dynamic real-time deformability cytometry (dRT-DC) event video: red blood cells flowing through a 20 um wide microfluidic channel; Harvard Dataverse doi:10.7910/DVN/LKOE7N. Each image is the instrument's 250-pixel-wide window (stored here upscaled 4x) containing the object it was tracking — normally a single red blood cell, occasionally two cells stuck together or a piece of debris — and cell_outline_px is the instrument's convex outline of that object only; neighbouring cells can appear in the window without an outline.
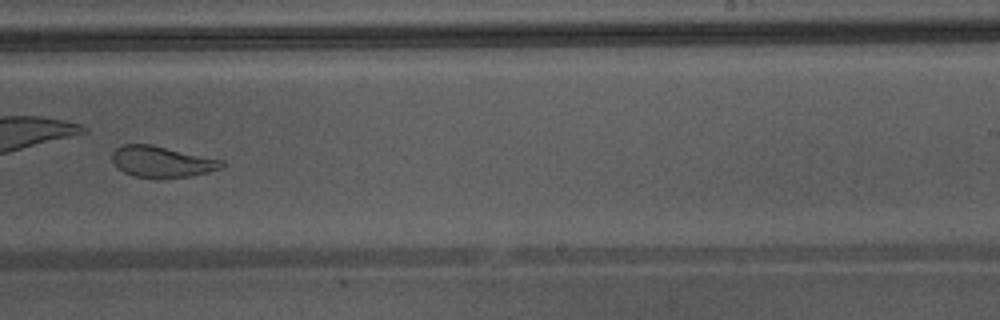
{"species": "Egyptian fruit bat (a non-hibernating species)", "species_latin": "Rousettus aegyptiacus", "temperature_condition": "warm", "stored_images_in_passage": 45, "camera_frame_rate_fps": 3000, "um_per_image_px": 0.085, "animal": {"sex": "male"}, "frame": {"image": 1, "passage_image": 32, "time_ms": 10.333, "image_size_px": [1000, 320], "cell_outline_px": [[228, 164], [220, 168], [208, 172], [192, 176], [136, 176], [124, 172], [112, 160], [112, 152], [120, 144], [152, 144], [224, 160]], "centroid_in_image_um": [13.8, 13.7], "position_along_channel_um": 275.2, "area_um2": 19.54}, "authors_computed_cell_mechanics": {"area_um2": 27.744, "velocity_mm_per_s": 4.3577, "shape_relaxation_time_tau1_ms": null, "shape_relaxation_time_tau2_ms": 0.874, "deformation_change_tau1": null, "deformation_change_tau2": 0.0707}}